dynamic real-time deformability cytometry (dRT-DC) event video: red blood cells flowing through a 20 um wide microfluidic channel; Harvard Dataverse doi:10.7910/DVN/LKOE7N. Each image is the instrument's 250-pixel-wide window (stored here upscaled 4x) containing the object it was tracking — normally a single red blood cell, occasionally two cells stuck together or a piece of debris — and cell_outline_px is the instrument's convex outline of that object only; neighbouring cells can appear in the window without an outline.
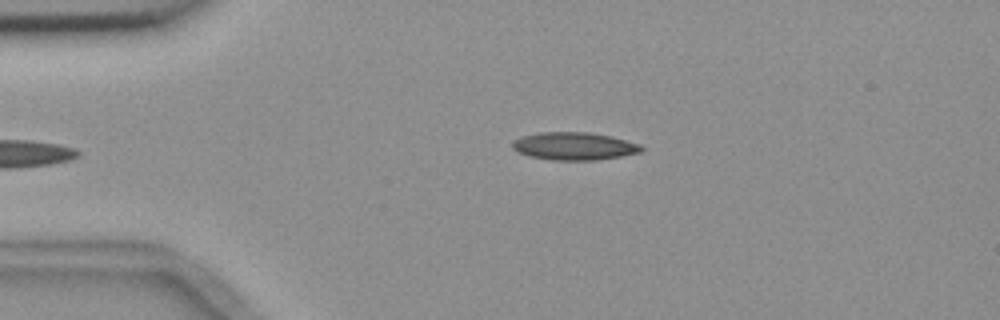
{"species": "common noctule bat (a hibernating species)", "species_latin": "Nyctalus noctula", "temperature_condition": "room temperature", "stored_images_in_passage": 4, "camera_frame_rate_fps": 3000, "um_per_image_px": 0.085, "animal": {"sex": "female", "body_mass_g": 18.4}, "frame": {"image": 1, "passage_image": 4, "time_ms": 3.333, "image_size_px": [1000, 320], "cell_outline_px": [[644, 148], [640, 152], [620, 156], [596, 160], [552, 160], [528, 156], [516, 152], [512, 148], [512, 140], [524, 136], [540, 132], [588, 132], [612, 136], [640, 144]], "centroid_in_image_um": [48.77, 12.42], "position_along_channel_um": 36.2, "area_um2": 20.92}}